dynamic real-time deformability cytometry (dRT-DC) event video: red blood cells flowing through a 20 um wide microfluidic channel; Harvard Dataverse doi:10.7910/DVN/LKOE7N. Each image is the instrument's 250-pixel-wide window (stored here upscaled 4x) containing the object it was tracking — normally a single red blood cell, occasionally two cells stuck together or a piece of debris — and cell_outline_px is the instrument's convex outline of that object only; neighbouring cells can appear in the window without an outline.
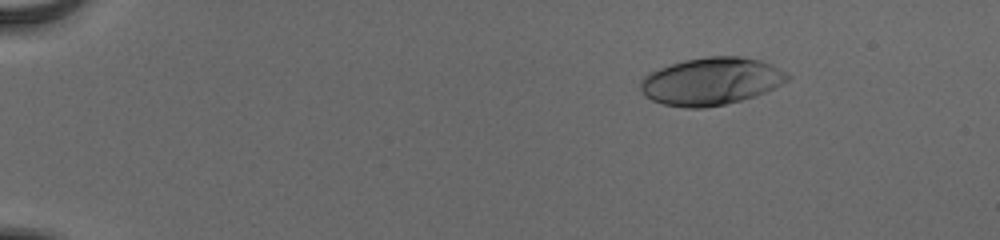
{"species": "human", "species_latin": "Homo sapiens", "temperature_condition": "cold", "stored_images_in_passage": 55, "camera_frame_rate_fps": 3000, "um_per_image_px": 0.085, "donor": {"sex": "male"}, "frame": {"image": 1, "passage_image": 9, "time_ms": 2.667, "image_size_px": [1000, 240], "cell_outline_px": [[792, 76], [788, 80], [756, 96], [724, 104], [704, 108], [684, 108], [664, 104], [652, 100], [644, 96], [640, 92], [640, 80], [648, 72], [684, 60], [708, 56], [740, 56], [760, 60], [772, 64], [788, 72]], "centroid_in_image_um": [60.44, 6.9], "position_along_channel_um": 24.6, "area_um2": 40.86}}
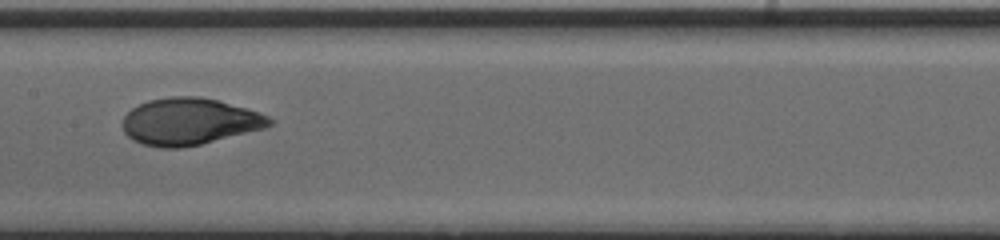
{"frame": {"image": 2, "passage_image": 31, "time_ms": 10.0, "image_size_px": [1000, 240], "cell_outline_px": [[276, 120], [268, 128], [200, 144], [180, 148], [160, 148], [144, 144], [132, 140], [124, 132], [124, 116], [132, 108], [148, 100], [172, 96], [200, 96], [216, 100], [244, 108], [268, 116]], "centroid_in_image_um": [16.12, 10.34], "position_along_channel_um": 191.3, "area_um2": 40.0}}
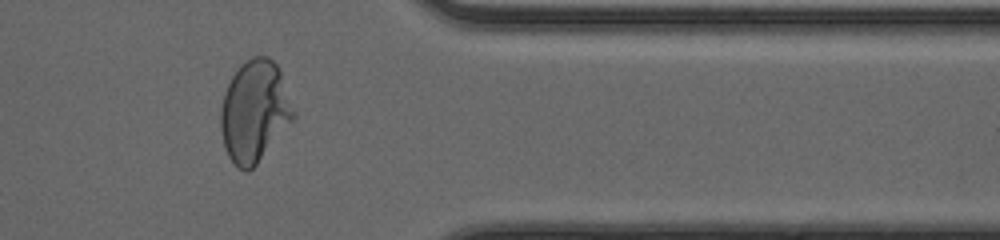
{"frame": {"image": 3, "passage_image": 47, "time_ms": 15.333, "image_size_px": [1000, 240], "cell_outline_px": [[296, 116], [256, 164], [248, 172], [244, 172], [228, 156], [224, 144], [220, 128], [220, 108], [224, 92], [232, 76], [240, 64], [252, 56], [268, 56], [280, 68], [296, 112]], "centroid_in_image_um": [21.64, 9.42], "position_along_channel_um": 389.8, "area_um2": 43.12}, "authors_computed_cell_mechanics": {"area_um2": 40.1132, "velocity_mm_per_s": 3.8822, "shape_relaxation_time_tau1_ms": 3.9231, "shape_relaxation_time_tau2_ms": null, "deformation_change_tau1": 0.2226, "deformation_change_tau2": null}}